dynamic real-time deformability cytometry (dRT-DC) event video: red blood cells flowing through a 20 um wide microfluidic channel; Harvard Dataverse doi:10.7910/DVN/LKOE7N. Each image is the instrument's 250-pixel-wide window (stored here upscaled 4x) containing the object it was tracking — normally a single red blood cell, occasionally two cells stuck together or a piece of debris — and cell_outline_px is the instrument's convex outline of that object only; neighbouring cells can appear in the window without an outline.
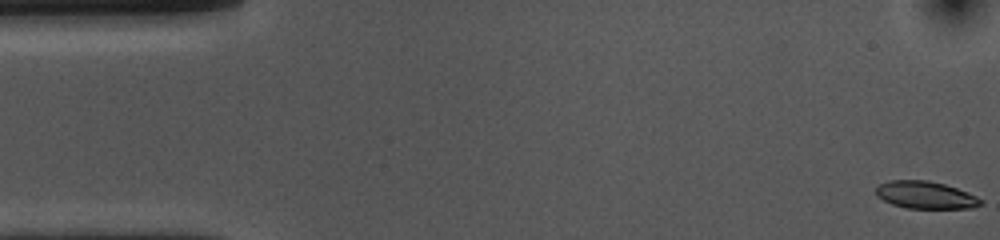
{"species": "common noctule bat (a hibernating species)", "species_latin": "Nyctalus noctula", "temperature_condition": "cold", "stored_images_in_passage": 54, "camera_frame_rate_fps": 3000, "um_per_image_px": 0.085, "animal": {"sex": "female", "body_mass_g": 10.0, "forearm_length_mm": 53.1}, "frame": {"image": 1, "passage_image": 1, "time_ms": 0.0, "image_size_px": [1000, 240], "cell_outline_px": [[984, 204], [972, 208], [908, 208], [892, 204], [876, 196], [876, 188], [880, 184], [888, 180], [928, 180], [944, 184], [968, 192], [984, 200]], "centroid_in_image_um": [78.7, 16.57], "position_along_channel_um": 6.3, "area_um2": 16.76}}
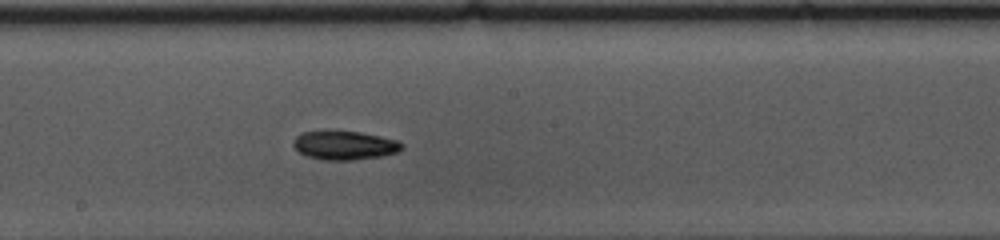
{"frame": {"image": 2, "passage_image": 28, "time_ms": 9.0, "image_size_px": [1000, 240], "cell_outline_px": [[404, 148], [396, 152], [380, 156], [352, 160], [324, 160], [308, 156], [300, 152], [292, 144], [296, 136], [300, 132], [324, 128], [360, 132], [400, 140], [404, 144]], "centroid_in_image_um": [29.26, 12.3], "position_along_channel_um": 218.9, "area_um2": 18.84}}
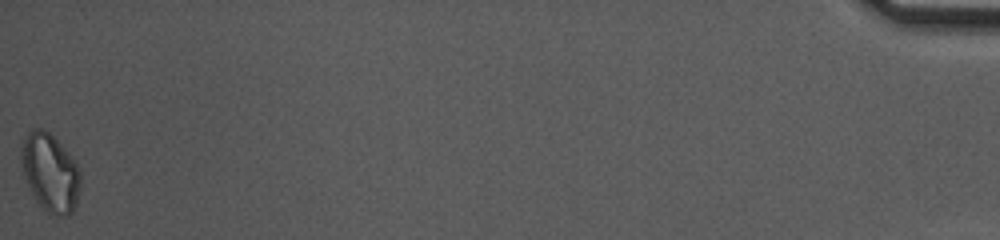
{"frame": {"image": 3, "passage_image": 54, "time_ms": 17.667, "image_size_px": [1000, 240], "cell_outline_px": [[80, 188], [76, 204], [72, 212], [68, 216], [52, 216], [36, 200], [24, 176], [20, 160], [20, 144], [24, 136], [32, 128], [44, 128], [64, 148], [80, 168]], "centroid_in_image_um": [4.25, 14.65], "position_along_channel_um": 431.0, "area_um2": 27.05}, "authors_computed_cell_mechanics": {"area_um2": 17.918, "velocity_mm_per_s": 3.6578, "shape_relaxation_time_tau1_ms": 3.4517, "shape_relaxation_time_tau2_ms": null, "deformation_change_tau1": 0.1014, "deformation_change_tau2": null}}